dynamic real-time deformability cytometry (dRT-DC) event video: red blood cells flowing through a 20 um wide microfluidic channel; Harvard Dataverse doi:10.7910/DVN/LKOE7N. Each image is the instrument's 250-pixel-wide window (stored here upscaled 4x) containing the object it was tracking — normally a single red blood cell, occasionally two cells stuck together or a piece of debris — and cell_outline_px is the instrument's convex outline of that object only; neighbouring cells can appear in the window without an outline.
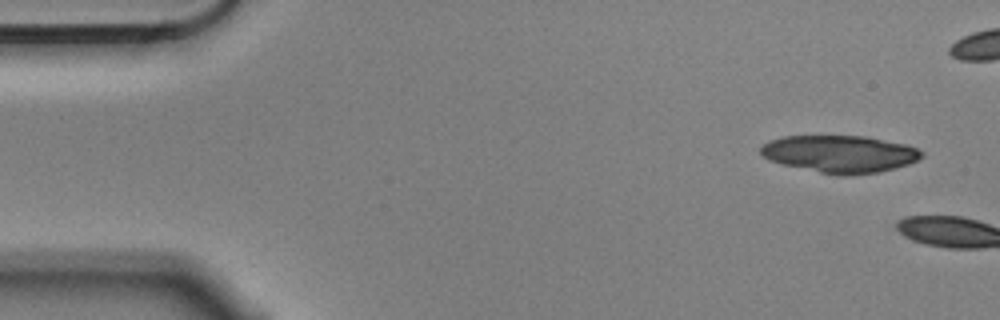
{"species": "Egyptian fruit bat (a non-hibernating species)", "species_latin": "Rousettus aegyptiacus", "temperature_condition": "cold", "stored_images_in_passage": 2, "camera_frame_rate_fps": 3000, "um_per_image_px": 0.085, "animal": {"sex": "male"}, "frame": {"image": 1, "passage_image": 1, "time_ms": 0.0, "image_size_px": [1000, 320], "cell_outline_px": [[924, 156], [908, 164], [896, 168], [880, 172], [852, 176], [840, 176], [820, 172], [784, 164], [768, 160], [760, 152], [760, 148], [768, 140], [784, 136], [864, 136], [908, 144], [924, 152]], "centroid_in_image_um": [71.43, 13.09], "position_along_channel_um": 13.6, "area_um2": 35.08}}